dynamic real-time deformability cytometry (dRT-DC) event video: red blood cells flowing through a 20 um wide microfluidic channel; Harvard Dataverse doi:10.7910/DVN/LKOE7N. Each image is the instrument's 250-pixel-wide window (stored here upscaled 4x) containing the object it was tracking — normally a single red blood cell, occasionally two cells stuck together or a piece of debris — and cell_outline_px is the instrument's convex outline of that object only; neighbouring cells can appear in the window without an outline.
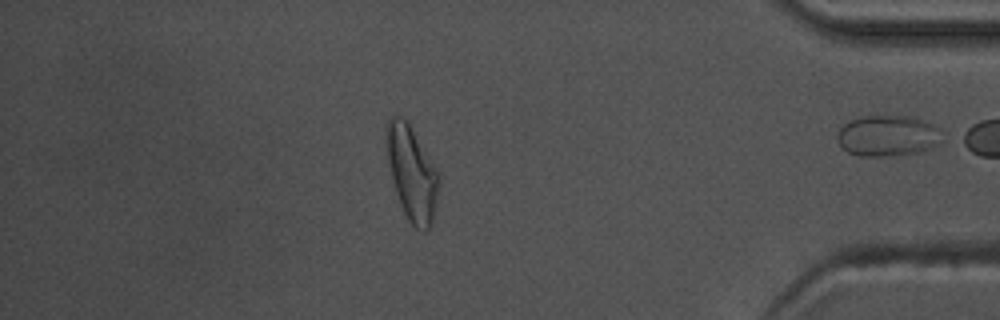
{"species": "common noctule bat (a hibernating species)", "species_latin": "Nyctalus noctula", "temperature_condition": "warm", "stored_images_in_passage": 46, "camera_frame_rate_fps": 3000, "um_per_image_px": 0.085, "animal": {"sex": "male", "body_mass_g": 17.5, "forearm_length_mm": 52.3}, "frame": {"image": 1, "passage_image": 46, "time_ms": 15.0, "image_size_px": [1000, 320], "cell_outline_px": [[940, 144], [932, 148], [916, 152], [892, 156], [860, 156], [848, 152], [840, 144], [836, 136], [840, 128], [844, 124], [860, 116], [908, 116], [924, 120], [940, 128]], "centroid_in_image_um": [75.46, 11.54], "position_along_channel_um": 359.7, "area_um2": 24.97}}